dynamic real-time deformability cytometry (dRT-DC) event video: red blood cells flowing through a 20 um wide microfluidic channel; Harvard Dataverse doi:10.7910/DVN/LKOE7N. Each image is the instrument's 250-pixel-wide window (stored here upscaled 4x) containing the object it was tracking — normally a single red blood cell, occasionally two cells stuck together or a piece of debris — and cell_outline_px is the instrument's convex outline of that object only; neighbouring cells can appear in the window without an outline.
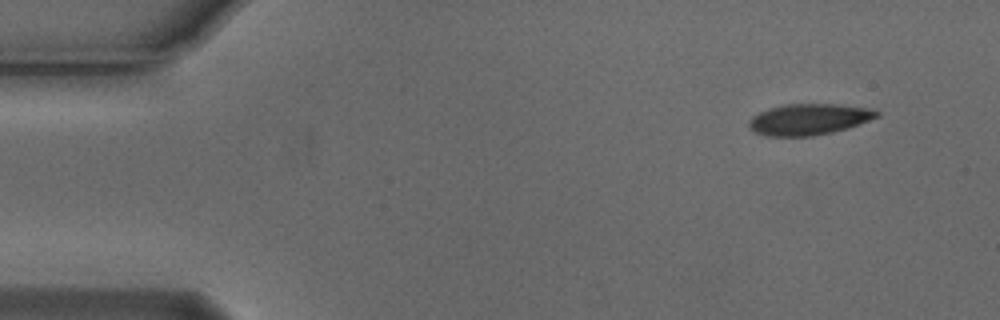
{"species": "Egyptian fruit bat (a non-hibernating species)", "species_latin": "Rousettus aegyptiacus", "temperature_condition": "cold", "stored_images_in_passage": 4, "camera_frame_rate_fps": 3000, "um_per_image_px": 0.085, "animal": {"sex": "male"}, "frame": {"image": 1, "passage_image": 1, "time_ms": 0.0, "image_size_px": [1000, 320], "cell_outline_px": [[880, 116], [832, 132], [812, 136], [768, 136], [756, 132], [748, 124], [748, 120], [752, 116], [760, 112], [784, 104], [836, 104], [864, 108], [880, 112]], "centroid_in_image_um": [68.71, 10.14], "position_along_channel_um": 16.3, "area_um2": 22.66}}
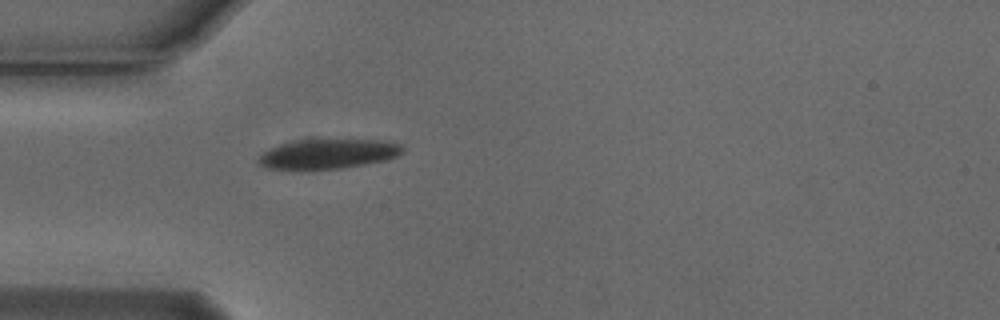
{"frame": {"image": 2, "passage_image": 4, "time_ms": 1.0, "image_size_px": [1000, 320], "cell_outline_px": [[404, 152], [388, 160], [340, 168], [264, 168], [256, 160], [268, 148], [292, 140], [312, 136], [380, 140], [400, 144], [404, 148]], "centroid_in_image_um": [27.9, 13.0], "position_along_channel_um": 57.1, "area_um2": 25.84}}